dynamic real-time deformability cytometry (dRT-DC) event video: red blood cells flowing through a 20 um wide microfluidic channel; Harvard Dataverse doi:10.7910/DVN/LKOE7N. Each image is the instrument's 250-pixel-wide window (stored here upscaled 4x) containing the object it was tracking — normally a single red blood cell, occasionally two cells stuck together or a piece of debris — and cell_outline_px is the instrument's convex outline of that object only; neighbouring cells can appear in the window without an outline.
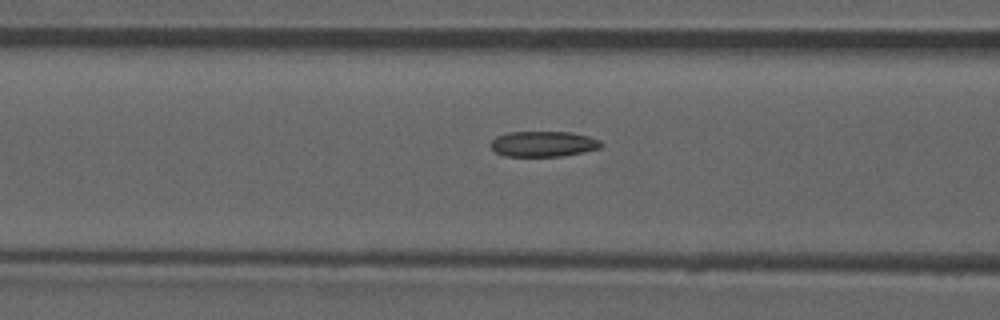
{"species": "common noctule bat (a hibernating species)", "species_latin": "Nyctalus noctula", "temperature_condition": "room temperature", "stored_images_in_passage": 38, "camera_frame_rate_fps": 3000, "um_per_image_px": 0.085, "animal": {"sex": "male", "forearm_length_mm": 52.5}, "frame": {"image": 1, "passage_image": 6, "time_ms": 1.667, "image_size_px": [1000, 320], "cell_outline_px": [[604, 144], [600, 148], [584, 152], [560, 156], [504, 156], [496, 152], [488, 144], [496, 136], [508, 132], [572, 132], [588, 136], [600, 140]], "centroid_in_image_um": [46.18, 12.23], "position_along_channel_um": 120.4, "area_um2": 16.53}, "authors_computed_cell_mechanics": {"area_um2": 16.4152, "velocity_mm_per_s": 3.8616, "shape_relaxation_time_tau1_ms": null, "shape_relaxation_time_tau2_ms": 2.6787, "deformation_change_tau1": null, "deformation_change_tau2": 0.0795}}